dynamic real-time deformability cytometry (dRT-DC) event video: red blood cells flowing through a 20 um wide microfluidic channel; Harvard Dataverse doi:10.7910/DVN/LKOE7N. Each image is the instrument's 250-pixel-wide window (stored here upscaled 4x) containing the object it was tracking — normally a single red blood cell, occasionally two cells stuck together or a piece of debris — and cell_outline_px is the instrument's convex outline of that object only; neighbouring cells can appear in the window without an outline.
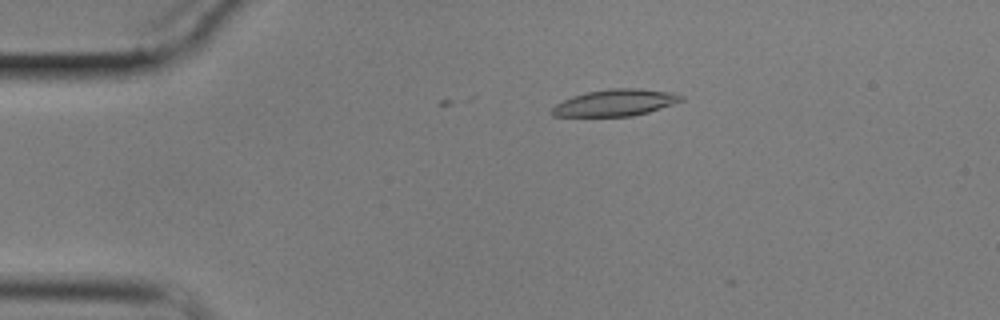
{"species": "common noctule bat (a hibernating species)", "species_latin": "Nyctalus noctula", "temperature_condition": "cold", "stored_images_in_passage": 12, "camera_frame_rate_fps": 3000, "um_per_image_px": 0.085, "animal": {"sex": "male", "body_mass_g": 17.9}, "frame": {"image": 1, "passage_image": 12, "time_ms": 3.667, "image_size_px": [1000, 320], "cell_outline_px": [[684, 100], [648, 112], [632, 116], [552, 116], [548, 112], [556, 104], [572, 96], [588, 92], [612, 88], [640, 88], [668, 92], [684, 96]], "centroid_in_image_um": [52.27, 8.73], "position_along_channel_um": 32.7, "area_um2": 19.94}}